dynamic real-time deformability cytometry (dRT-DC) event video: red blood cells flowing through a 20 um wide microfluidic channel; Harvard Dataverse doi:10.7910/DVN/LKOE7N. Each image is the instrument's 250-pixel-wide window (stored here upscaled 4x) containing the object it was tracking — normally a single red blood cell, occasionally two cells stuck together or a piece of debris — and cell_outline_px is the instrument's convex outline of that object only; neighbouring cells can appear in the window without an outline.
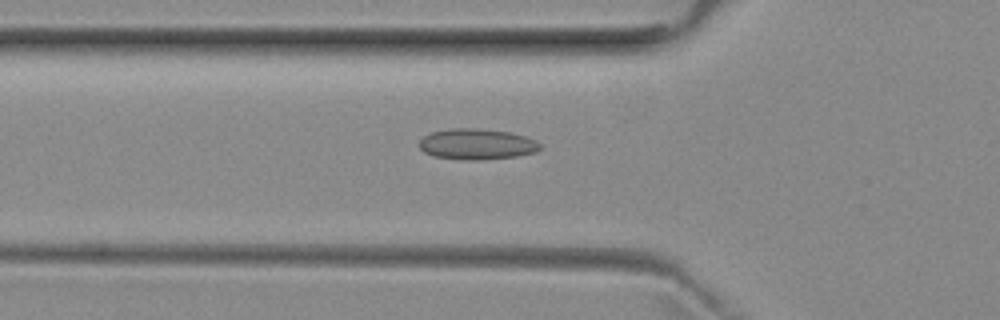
{"species": "common noctule bat (a hibernating species)", "species_latin": "Nyctalus noctula", "temperature_condition": "room temperature", "stored_images_in_passage": 48, "camera_frame_rate_fps": 3000, "um_per_image_px": 0.085, "animal": {"sex": "female", "body_mass_g": 29.2, "forearm_length_mm": 56.3}, "frame": {"image": 1, "passage_image": 14, "time_ms": 4.333, "image_size_px": [1000, 320], "cell_outline_px": [[540, 148], [536, 152], [516, 156], [480, 160], [464, 160], [432, 156], [424, 152], [420, 148], [420, 140], [424, 136], [432, 132], [448, 128], [476, 128], [508, 132], [524, 136], [536, 140], [540, 144]], "centroid_in_image_um": [40.51, 12.25], "position_along_channel_um": 85.3, "area_um2": 21.68}}
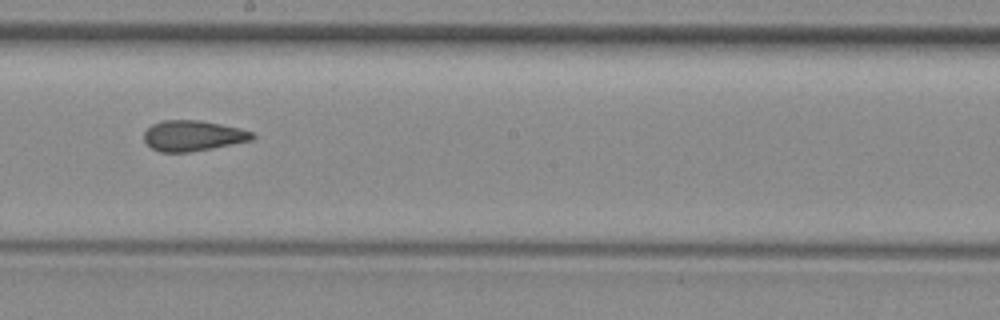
{"frame": {"image": 2, "passage_image": 25, "time_ms": 8.0, "image_size_px": [1000, 320], "cell_outline_px": [[256, 136], [252, 140], [212, 148], [188, 152], [160, 152], [152, 148], [144, 140], [144, 132], [152, 124], [164, 120], [200, 120], [240, 128], [252, 132]], "centroid_in_image_um": [16.4, 11.53], "position_along_channel_um": 231.8, "area_um2": 19.19}}
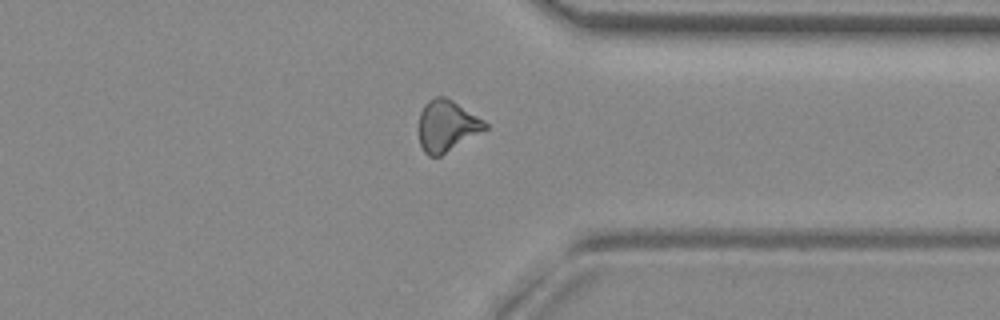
{"frame": {"image": 3, "passage_image": 36, "time_ms": 11.667, "image_size_px": [1000, 320], "cell_outline_px": [[488, 128], [440, 156], [428, 156], [424, 152], [420, 144], [420, 112], [424, 104], [428, 100], [436, 96], [444, 96], [452, 100], [484, 120], [488, 124]], "centroid_in_image_um": [37.98, 10.69], "position_along_channel_um": 373.4, "area_um2": 19.59}}